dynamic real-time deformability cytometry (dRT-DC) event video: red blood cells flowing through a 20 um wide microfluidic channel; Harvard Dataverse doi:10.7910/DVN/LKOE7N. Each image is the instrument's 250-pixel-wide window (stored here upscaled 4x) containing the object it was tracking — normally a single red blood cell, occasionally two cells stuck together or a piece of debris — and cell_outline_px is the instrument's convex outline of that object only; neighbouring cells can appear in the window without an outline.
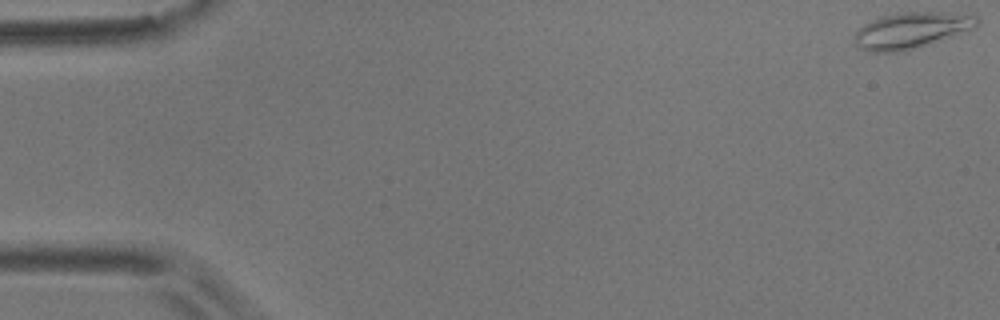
{"species": "common noctule bat (a hibernating species)", "species_latin": "Nyctalus noctula", "temperature_condition": "room temperature", "stored_images_in_passage": 16, "camera_frame_rate_fps": 3000, "um_per_image_px": 0.085, "animal": {"sex": "male", "body_mass_g": 17.9}, "frame": {"image": 1, "passage_image": 1, "time_ms": 0.0, "image_size_px": [1000, 320], "cell_outline_px": [[980, 20], [972, 28], [952, 36], [912, 48], [896, 52], [872, 52], [856, 44], [852, 40], [852, 36], [864, 24], [872, 20], [896, 12], [944, 12], [980, 16]], "centroid_in_image_um": [77.43, 2.55], "position_along_channel_um": 7.6, "area_um2": 25.26}}